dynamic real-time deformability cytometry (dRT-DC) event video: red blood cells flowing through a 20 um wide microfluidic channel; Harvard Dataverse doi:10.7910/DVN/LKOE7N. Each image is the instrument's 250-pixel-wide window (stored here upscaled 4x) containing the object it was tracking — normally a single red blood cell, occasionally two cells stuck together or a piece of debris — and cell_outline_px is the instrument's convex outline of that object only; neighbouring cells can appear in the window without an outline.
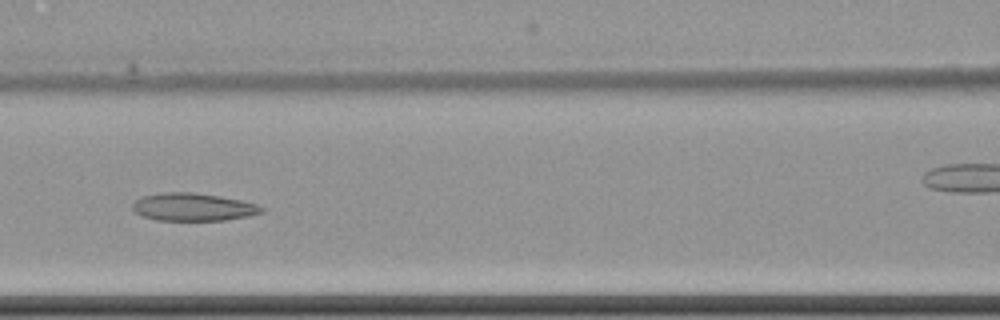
{"species": "common noctule bat (a hibernating species)", "species_latin": "Nyctalus noctula", "temperature_condition": "cold", "stored_images_in_passage": 9, "camera_frame_rate_fps": 3000, "um_per_image_px": 0.085, "animal": {"sex": "female", "body_mass_g": 22.7, "forearm_length_mm": 54.2}, "frame": {"image": 1, "passage_image": 6, "time_ms": 6.333, "image_size_px": [1000, 320], "cell_outline_px": [[264, 212], [248, 216], [224, 220], [156, 220], [140, 216], [132, 208], [132, 204], [136, 200], [144, 196], [160, 192], [196, 192], [220, 196], [240, 200], [256, 204], [264, 208]], "centroid_in_image_um": [16.4, 17.59], "position_along_channel_um": 150.2, "area_um2": 20.92}}
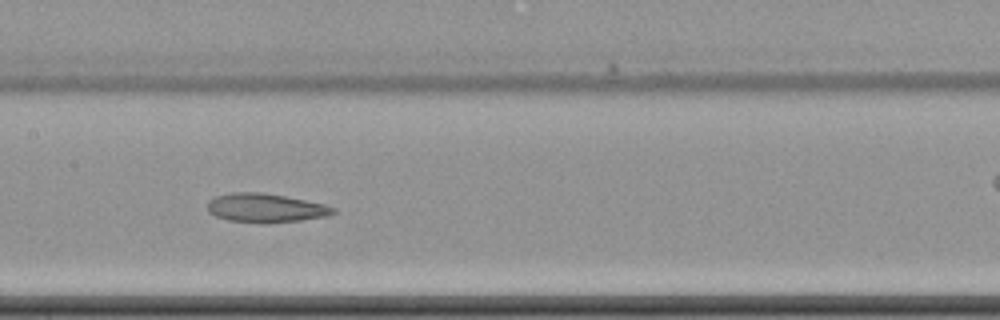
{"frame": {"image": 2, "passage_image": 7, "time_ms": 7.333, "image_size_px": [1000, 320], "cell_outline_px": [[336, 212], [324, 216], [300, 220], [268, 224], [228, 220], [216, 216], [208, 212], [208, 200], [216, 196], [232, 192], [264, 192], [324, 204], [336, 208]], "centroid_in_image_um": [22.54, 17.68], "position_along_channel_um": 184.9, "area_um2": 21.15}}
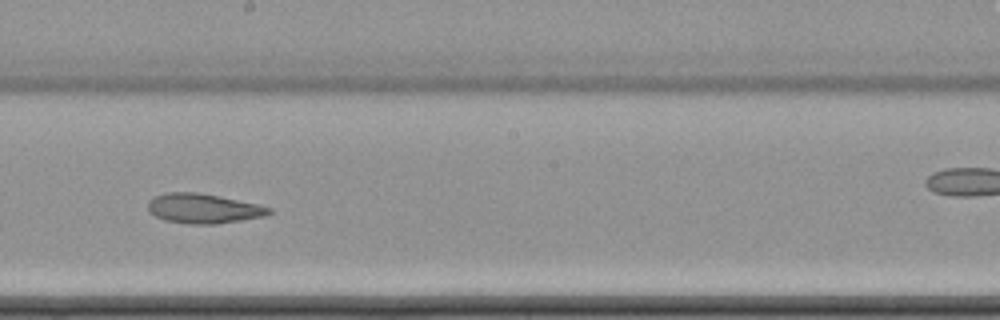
{"frame": {"image": 3, "passage_image": 8, "time_ms": 8.667, "image_size_px": [1000, 320], "cell_outline_px": [[272, 212], [264, 216], [216, 224], [188, 224], [164, 220], [148, 212], [148, 200], [164, 192], [196, 192], [256, 204], [272, 208]], "centroid_in_image_um": [17.23, 17.73], "position_along_channel_um": 231.0, "area_um2": 20.75}}